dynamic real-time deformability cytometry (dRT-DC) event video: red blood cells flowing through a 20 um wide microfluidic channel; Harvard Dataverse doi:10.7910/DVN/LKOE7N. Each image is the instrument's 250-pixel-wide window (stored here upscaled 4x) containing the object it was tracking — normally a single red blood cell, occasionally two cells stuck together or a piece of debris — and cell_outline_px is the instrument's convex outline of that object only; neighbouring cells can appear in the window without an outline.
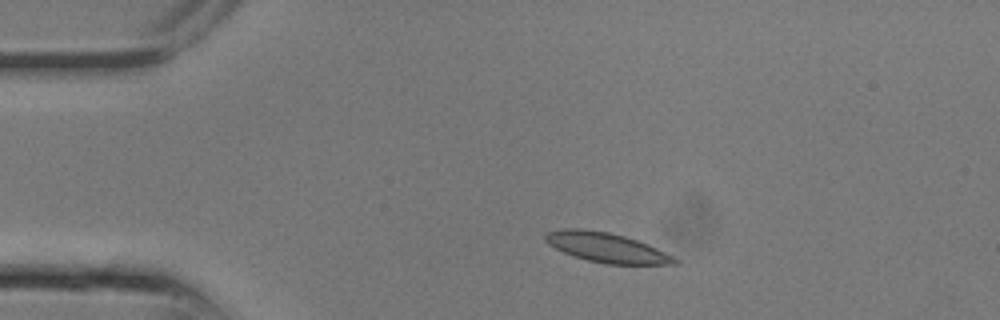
{"species": "common noctule bat (a hibernating species)", "species_latin": "Nyctalus noctula", "temperature_condition": "room temperature", "stored_images_in_passage": 7, "camera_frame_rate_fps": 3000, "um_per_image_px": 0.085, "animal": {"sex": "male", "body_mass_g": 13.3}, "frame": {"image": 1, "passage_image": 3, "time_ms": 0.667, "image_size_px": [1000, 320], "cell_outline_px": [[680, 264], [604, 264], [588, 260], [564, 252], [548, 244], [544, 240], [544, 236], [548, 232], [564, 228], [580, 228], [608, 232], [624, 236], [648, 244], [680, 260]], "centroid_in_image_um": [51.56, 21.04], "position_along_channel_um": 33.4, "area_um2": 22.14}}
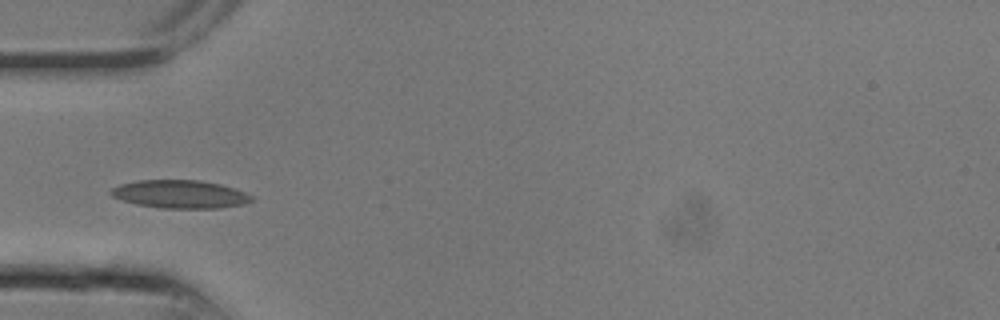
{"frame": {"image": 2, "passage_image": 6, "time_ms": 1.667, "image_size_px": [1000, 320], "cell_outline_px": [[256, 200], [244, 204], [220, 208], [160, 208], [136, 204], [112, 196], [108, 192], [112, 188], [120, 184], [136, 180], [200, 180], [220, 184], [244, 192], [252, 196]], "centroid_in_image_um": [15.31, 16.5], "position_along_channel_um": 69.7, "area_um2": 23.06}}